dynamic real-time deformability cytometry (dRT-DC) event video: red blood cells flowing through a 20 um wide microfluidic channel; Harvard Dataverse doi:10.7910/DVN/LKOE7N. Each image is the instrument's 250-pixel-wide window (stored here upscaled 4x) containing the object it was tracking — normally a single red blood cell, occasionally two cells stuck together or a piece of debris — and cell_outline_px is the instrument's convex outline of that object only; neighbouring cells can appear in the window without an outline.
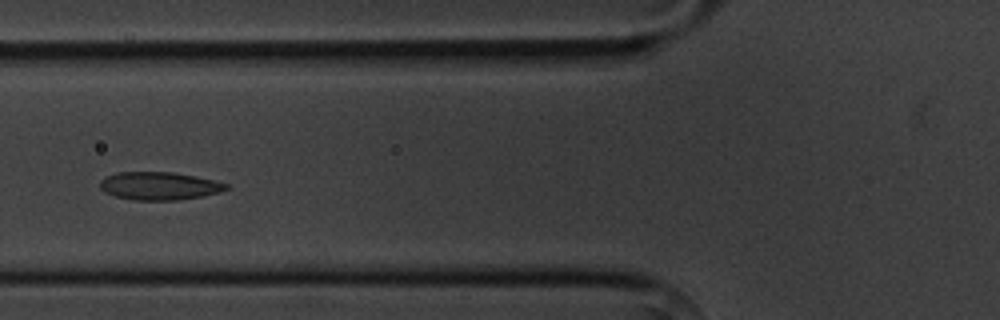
{"species": "common noctule bat (a hibernating species)", "species_latin": "Nyctalus noctula", "temperature_condition": "cold", "stored_images_in_passage": 14, "segment_of_instrument_passage": [1, 2], "camera_frame_rate_fps": 3000, "um_per_image_px": 0.085, "animal": {"sex": "male", "body_mass_g": 20.1, "forearm_length_mm": 53.5}, "frame": {"image": 1, "passage_image": 4, "time_ms": 4.333, "image_size_px": [1000, 320], "cell_outline_px": [[228, 188], [220, 192], [200, 196], [176, 200], [132, 200], [116, 196], [104, 192], [100, 188], [100, 180], [104, 176], [116, 172], [172, 172], [196, 176], [228, 184]], "centroid_in_image_um": [13.48, 15.79], "position_along_channel_um": 112.3, "area_um2": 20.52}}
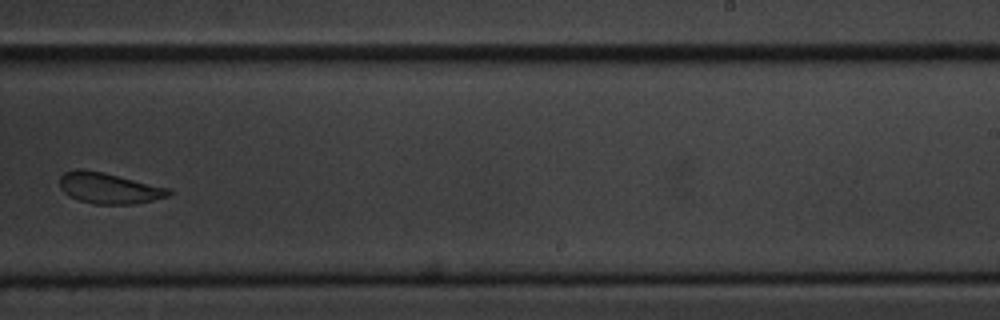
{"frame": {"image": 2, "passage_image": 8, "time_ms": 9.0, "image_size_px": [1000, 320], "cell_outline_px": [[176, 192], [168, 196], [152, 200], [132, 204], [96, 204], [80, 200], [68, 196], [60, 188], [60, 176], [64, 172], [80, 168], [104, 172], [172, 188]], "centroid_in_image_um": [9.3, 15.98], "position_along_channel_um": 279.7, "area_um2": 19.88}}
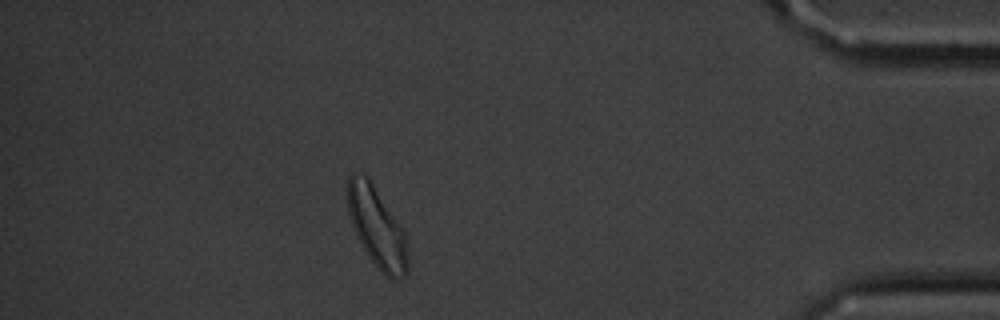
{"frame": {"image": 3, "passage_image": 12, "time_ms": 13.667, "image_size_px": [1000, 320], "cell_outline_px": [[408, 272], [404, 276], [392, 280], [368, 256], [352, 224], [348, 212], [348, 176], [352, 172], [356, 172], [364, 176], [372, 184], [404, 232], [408, 256]], "centroid_in_image_um": [32.04, 19.33], "position_along_channel_um": 403.2, "area_um2": 26.93}}